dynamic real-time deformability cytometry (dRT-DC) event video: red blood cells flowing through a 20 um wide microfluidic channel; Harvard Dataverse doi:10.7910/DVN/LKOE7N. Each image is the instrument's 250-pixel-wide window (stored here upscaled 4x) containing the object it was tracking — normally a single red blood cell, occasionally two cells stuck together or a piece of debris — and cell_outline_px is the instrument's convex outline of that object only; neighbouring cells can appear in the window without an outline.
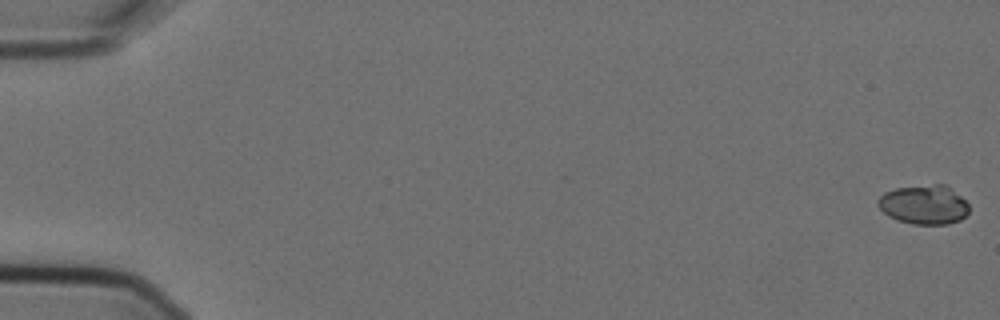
{"species": "Egyptian fruit bat (a non-hibernating species)", "species_latin": "Rousettus aegyptiacus", "temperature_condition": "cold", "stored_images_in_passage": 10, "camera_frame_rate_fps": 3000, "um_per_image_px": 0.085, "animal": {"sex": "female"}, "frame": {"image": 1, "passage_image": 1, "time_ms": 0.0, "image_size_px": [1000, 320], "cell_outline_px": [[968, 212], [960, 220], [948, 224], [912, 224], [896, 220], [888, 216], [876, 204], [876, 200], [884, 192], [896, 188], [936, 184], [948, 184], [968, 204]], "centroid_in_image_um": [78.52, 17.39], "position_along_channel_um": 6.5, "area_um2": 20.92}}
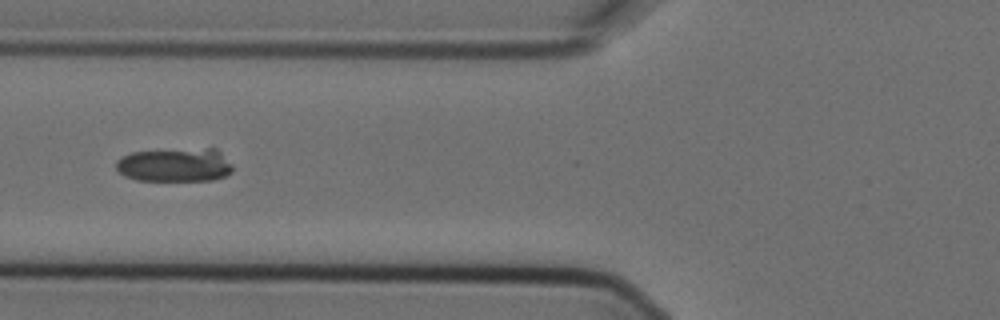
{"frame": {"image": 2, "passage_image": 6, "time_ms": 1.667, "image_size_px": [1000, 320], "cell_outline_px": [[232, 172], [224, 176], [212, 180], [136, 180], [124, 176], [116, 168], [116, 160], [120, 156], [132, 152], [208, 148], [216, 148], [232, 164]], "centroid_in_image_um": [14.86, 14.02], "position_along_channel_um": 110.9, "area_um2": 22.83}}
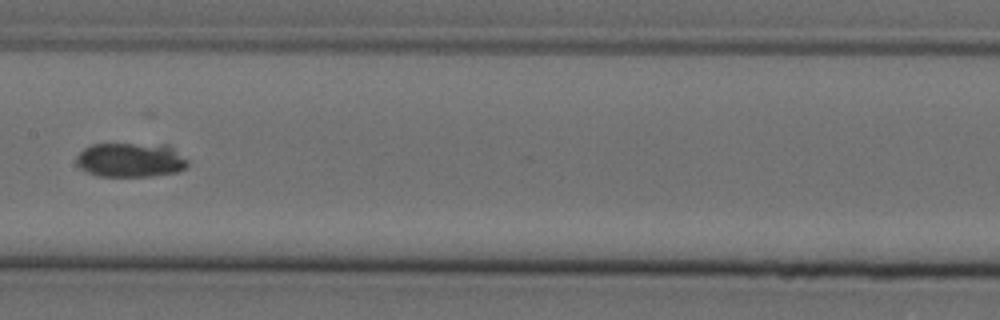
{"frame": {"image": 3, "passage_image": 8, "time_ms": 2.333, "image_size_px": [1000, 320], "cell_outline_px": [[188, 164], [184, 168], [176, 172], [152, 176], [96, 176], [80, 168], [76, 164], [76, 156], [84, 148], [92, 144], [168, 144], [188, 160]], "centroid_in_image_um": [11.09, 13.59], "position_along_channel_um": 196.3, "area_um2": 22.43}}